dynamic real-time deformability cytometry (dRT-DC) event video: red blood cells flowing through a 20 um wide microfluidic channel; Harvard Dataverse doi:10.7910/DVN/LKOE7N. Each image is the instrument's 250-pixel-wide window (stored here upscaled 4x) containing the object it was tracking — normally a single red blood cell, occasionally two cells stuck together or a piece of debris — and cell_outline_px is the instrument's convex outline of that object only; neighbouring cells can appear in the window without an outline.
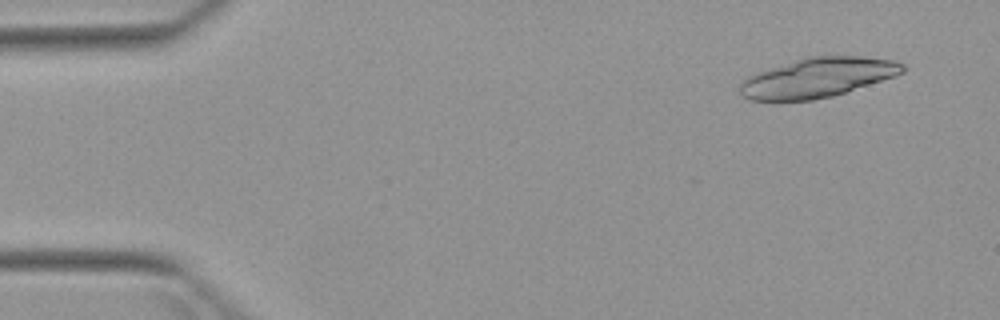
{"species": "Egyptian fruit bat (a non-hibernating species)", "species_latin": "Rousettus aegyptiacus", "temperature_condition": "warm", "stored_images_in_passage": 5, "camera_frame_rate_fps": 3000, "um_per_image_px": 0.085, "animal": {"sex": "female"}, "frame": {"image": 1, "passage_image": 1, "time_ms": 0.0, "image_size_px": [1000, 320], "cell_outline_px": [[904, 72], [896, 76], [832, 96], [812, 100], [748, 100], [740, 96], [740, 84], [748, 76], [756, 72], [768, 68], [808, 56], [860, 56], [896, 60], [904, 64]], "centroid_in_image_um": [69.5, 6.59], "position_along_channel_um": 15.5, "area_um2": 37.51}}